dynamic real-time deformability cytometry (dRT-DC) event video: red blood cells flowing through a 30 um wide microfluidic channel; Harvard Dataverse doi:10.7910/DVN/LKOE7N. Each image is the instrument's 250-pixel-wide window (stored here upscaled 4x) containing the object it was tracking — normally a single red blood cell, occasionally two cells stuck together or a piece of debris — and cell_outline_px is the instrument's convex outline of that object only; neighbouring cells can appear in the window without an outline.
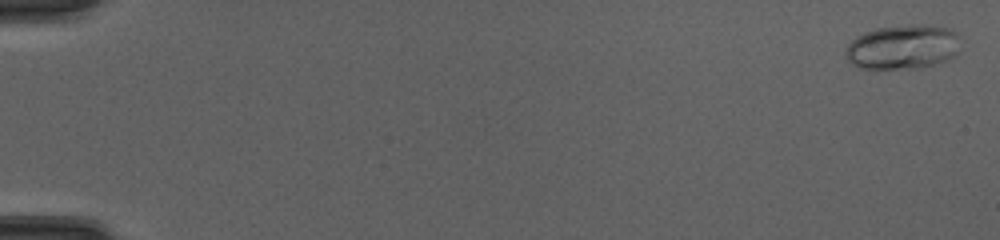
{"species": "common noctule bat (a hibernating species)", "species_latin": "Nyctalus noctula", "temperature_condition": "cold", "stored_images_in_passage": 51, "camera_frame_rate_fps": 3000, "um_per_image_px": 0.085, "animal": {"sex": "female", "body_mass_g": 20.0, "forearm_length_mm": 54.0}, "frame": {"image": 1, "passage_image": 2, "time_ms": 0.333, "image_size_px": [1000, 240], "cell_outline_px": [[956, 56], [924, 68], [860, 68], [852, 64], [848, 60], [844, 52], [844, 48], [856, 36], [864, 32], [876, 28], [908, 24], [912, 24], [948, 28], [956, 32]], "centroid_in_image_um": [76.66, 4.0], "position_along_channel_um": 8.3, "area_um2": 29.59}}
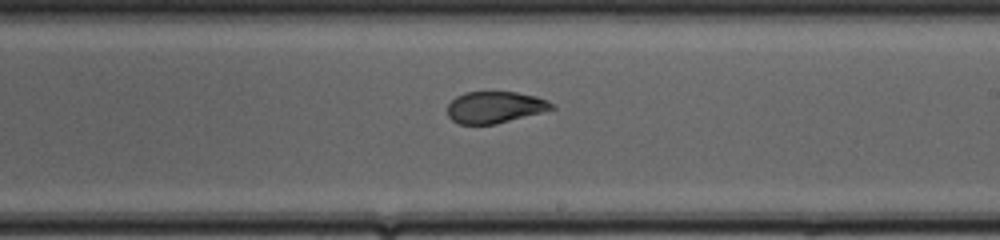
{"frame": {"image": 2, "passage_image": 32, "time_ms": 10.333, "image_size_px": [1000, 240], "cell_outline_px": [[556, 108], [496, 124], [460, 124], [452, 120], [448, 116], [448, 104], [456, 96], [464, 92], [516, 92], [536, 96], [548, 100], [556, 104]], "centroid_in_image_um": [42.08, 9.11], "position_along_channel_um": 246.9, "area_um2": 19.25}}
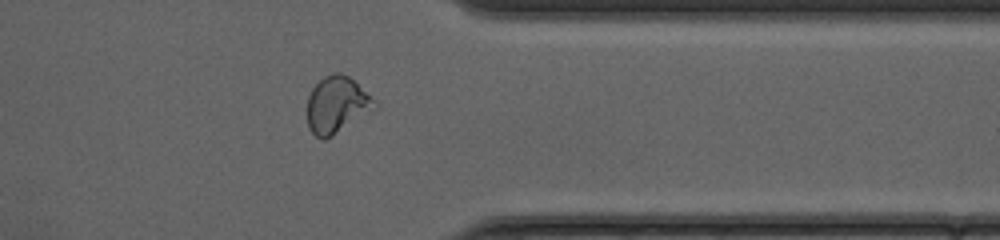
{"frame": {"image": 3, "passage_image": 42, "time_ms": 13.667, "image_size_px": [1000, 240], "cell_outline_px": [[376, 108], [372, 112], [332, 136], [324, 140], [320, 140], [308, 128], [308, 96], [312, 88], [324, 76], [332, 72], [340, 72], [348, 76], [376, 100]], "centroid_in_image_um": [28.64, 8.92], "position_along_channel_um": 382.8, "area_um2": 22.37}, "authors_computed_cell_mechanics": {"area_um2": 22.253, "velocity_mm_per_s": 4.2157, "shape_relaxation_time_tau1_ms": null, "shape_relaxation_time_tau2_ms": 1.5493, "deformation_change_tau1": null, "deformation_change_tau2": 0.0551}}